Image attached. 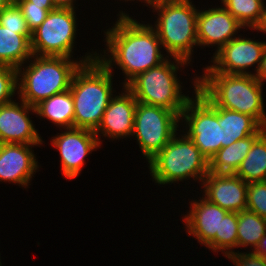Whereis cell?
<instances>
[{
	"instance_id": "1",
	"label": "cell",
	"mask_w": 266,
	"mask_h": 266,
	"mask_svg": "<svg viewBox=\"0 0 266 266\" xmlns=\"http://www.w3.org/2000/svg\"><path fill=\"white\" fill-rule=\"evenodd\" d=\"M114 26L106 32L111 59L98 55L97 58L107 68H112V61H115L127 75L124 87L137 75L166 60L159 50L161 42L153 26L140 24L123 12Z\"/></svg>"
},
{
	"instance_id": "2",
	"label": "cell",
	"mask_w": 266,
	"mask_h": 266,
	"mask_svg": "<svg viewBox=\"0 0 266 266\" xmlns=\"http://www.w3.org/2000/svg\"><path fill=\"white\" fill-rule=\"evenodd\" d=\"M197 79V90L214 106L247 114L266 128L262 84L254 74L205 72Z\"/></svg>"
},
{
	"instance_id": "3",
	"label": "cell",
	"mask_w": 266,
	"mask_h": 266,
	"mask_svg": "<svg viewBox=\"0 0 266 266\" xmlns=\"http://www.w3.org/2000/svg\"><path fill=\"white\" fill-rule=\"evenodd\" d=\"M111 68L98 58L81 64L75 71L70 92L74 104V128L95 131L112 96Z\"/></svg>"
},
{
	"instance_id": "4",
	"label": "cell",
	"mask_w": 266,
	"mask_h": 266,
	"mask_svg": "<svg viewBox=\"0 0 266 266\" xmlns=\"http://www.w3.org/2000/svg\"><path fill=\"white\" fill-rule=\"evenodd\" d=\"M89 55L80 62H72L69 57L38 56L27 69L23 70L19 91L21 100L35 107L47 98L70 89L75 71L81 64L95 60Z\"/></svg>"
},
{
	"instance_id": "5",
	"label": "cell",
	"mask_w": 266,
	"mask_h": 266,
	"mask_svg": "<svg viewBox=\"0 0 266 266\" xmlns=\"http://www.w3.org/2000/svg\"><path fill=\"white\" fill-rule=\"evenodd\" d=\"M190 0L162 1L152 4L159 11L156 33L161 45L177 64H187L197 42V15Z\"/></svg>"
},
{
	"instance_id": "6",
	"label": "cell",
	"mask_w": 266,
	"mask_h": 266,
	"mask_svg": "<svg viewBox=\"0 0 266 266\" xmlns=\"http://www.w3.org/2000/svg\"><path fill=\"white\" fill-rule=\"evenodd\" d=\"M175 136L149 161L152 177L163 185L189 177L202 181L209 173L208 159L186 134Z\"/></svg>"
},
{
	"instance_id": "7",
	"label": "cell",
	"mask_w": 266,
	"mask_h": 266,
	"mask_svg": "<svg viewBox=\"0 0 266 266\" xmlns=\"http://www.w3.org/2000/svg\"><path fill=\"white\" fill-rule=\"evenodd\" d=\"M179 67L167 59L132 79L125 87L137 102L160 106L175 112L179 117L190 99L182 95L175 71Z\"/></svg>"
},
{
	"instance_id": "8",
	"label": "cell",
	"mask_w": 266,
	"mask_h": 266,
	"mask_svg": "<svg viewBox=\"0 0 266 266\" xmlns=\"http://www.w3.org/2000/svg\"><path fill=\"white\" fill-rule=\"evenodd\" d=\"M194 83L196 100H188L180 118H184L189 125L186 135L210 161L221 148H224V129L219 125V107L214 106L197 90V79Z\"/></svg>"
},
{
	"instance_id": "9",
	"label": "cell",
	"mask_w": 266,
	"mask_h": 266,
	"mask_svg": "<svg viewBox=\"0 0 266 266\" xmlns=\"http://www.w3.org/2000/svg\"><path fill=\"white\" fill-rule=\"evenodd\" d=\"M180 117L173 111L137 102L133 133L148 162L156 156L176 134Z\"/></svg>"
},
{
	"instance_id": "10",
	"label": "cell",
	"mask_w": 266,
	"mask_h": 266,
	"mask_svg": "<svg viewBox=\"0 0 266 266\" xmlns=\"http://www.w3.org/2000/svg\"><path fill=\"white\" fill-rule=\"evenodd\" d=\"M74 15V9L68 8L49 11L42 24L32 32V54L70 58L76 35Z\"/></svg>"
},
{
	"instance_id": "11",
	"label": "cell",
	"mask_w": 266,
	"mask_h": 266,
	"mask_svg": "<svg viewBox=\"0 0 266 266\" xmlns=\"http://www.w3.org/2000/svg\"><path fill=\"white\" fill-rule=\"evenodd\" d=\"M265 48V42L235 37L217 50L213 59L215 65L208 66L206 72L244 75L249 74L245 69L258 62L257 73Z\"/></svg>"
},
{
	"instance_id": "12",
	"label": "cell",
	"mask_w": 266,
	"mask_h": 266,
	"mask_svg": "<svg viewBox=\"0 0 266 266\" xmlns=\"http://www.w3.org/2000/svg\"><path fill=\"white\" fill-rule=\"evenodd\" d=\"M52 139L61 155L63 175L73 179L78 176L87 154L99 147L100 142L94 131L85 128H69Z\"/></svg>"
},
{
	"instance_id": "13",
	"label": "cell",
	"mask_w": 266,
	"mask_h": 266,
	"mask_svg": "<svg viewBox=\"0 0 266 266\" xmlns=\"http://www.w3.org/2000/svg\"><path fill=\"white\" fill-rule=\"evenodd\" d=\"M205 197L229 212H241L247 208L248 183L236 174L209 172L203 179Z\"/></svg>"
},
{
	"instance_id": "14",
	"label": "cell",
	"mask_w": 266,
	"mask_h": 266,
	"mask_svg": "<svg viewBox=\"0 0 266 266\" xmlns=\"http://www.w3.org/2000/svg\"><path fill=\"white\" fill-rule=\"evenodd\" d=\"M21 106L14 101L0 106V144H42L32 121L27 116L28 111L35 107L22 100Z\"/></svg>"
},
{
	"instance_id": "15",
	"label": "cell",
	"mask_w": 266,
	"mask_h": 266,
	"mask_svg": "<svg viewBox=\"0 0 266 266\" xmlns=\"http://www.w3.org/2000/svg\"><path fill=\"white\" fill-rule=\"evenodd\" d=\"M243 26L225 7L212 8L197 15L198 45H218V50L233 40L235 32Z\"/></svg>"
},
{
	"instance_id": "16",
	"label": "cell",
	"mask_w": 266,
	"mask_h": 266,
	"mask_svg": "<svg viewBox=\"0 0 266 266\" xmlns=\"http://www.w3.org/2000/svg\"><path fill=\"white\" fill-rule=\"evenodd\" d=\"M37 144H0V181H9L27 186L38 168L30 146Z\"/></svg>"
},
{
	"instance_id": "17",
	"label": "cell",
	"mask_w": 266,
	"mask_h": 266,
	"mask_svg": "<svg viewBox=\"0 0 266 266\" xmlns=\"http://www.w3.org/2000/svg\"><path fill=\"white\" fill-rule=\"evenodd\" d=\"M125 90V94L111 98L100 125L94 131L96 135L101 131L103 135L116 139L127 135L133 136L137 100L126 87Z\"/></svg>"
},
{
	"instance_id": "18",
	"label": "cell",
	"mask_w": 266,
	"mask_h": 266,
	"mask_svg": "<svg viewBox=\"0 0 266 266\" xmlns=\"http://www.w3.org/2000/svg\"><path fill=\"white\" fill-rule=\"evenodd\" d=\"M191 211L184 218L189 235L196 236L201 244L206 246L215 238L221 236L222 219L229 212L217 204L204 198L200 202L191 203Z\"/></svg>"
},
{
	"instance_id": "19",
	"label": "cell",
	"mask_w": 266,
	"mask_h": 266,
	"mask_svg": "<svg viewBox=\"0 0 266 266\" xmlns=\"http://www.w3.org/2000/svg\"><path fill=\"white\" fill-rule=\"evenodd\" d=\"M32 35L18 34V30L7 29L0 25V65L16 68L18 77L24 61L34 57L31 51Z\"/></svg>"
},
{
	"instance_id": "20",
	"label": "cell",
	"mask_w": 266,
	"mask_h": 266,
	"mask_svg": "<svg viewBox=\"0 0 266 266\" xmlns=\"http://www.w3.org/2000/svg\"><path fill=\"white\" fill-rule=\"evenodd\" d=\"M266 130L261 127L254 135L240 139L221 148L209 161V172L235 174L241 162L251 149L253 142Z\"/></svg>"
},
{
	"instance_id": "21",
	"label": "cell",
	"mask_w": 266,
	"mask_h": 266,
	"mask_svg": "<svg viewBox=\"0 0 266 266\" xmlns=\"http://www.w3.org/2000/svg\"><path fill=\"white\" fill-rule=\"evenodd\" d=\"M219 125L224 129V147L254 135L262 126L251 116L219 107Z\"/></svg>"
},
{
	"instance_id": "22",
	"label": "cell",
	"mask_w": 266,
	"mask_h": 266,
	"mask_svg": "<svg viewBox=\"0 0 266 266\" xmlns=\"http://www.w3.org/2000/svg\"><path fill=\"white\" fill-rule=\"evenodd\" d=\"M35 114L69 129L74 127V104L70 90L53 95L35 106Z\"/></svg>"
},
{
	"instance_id": "23",
	"label": "cell",
	"mask_w": 266,
	"mask_h": 266,
	"mask_svg": "<svg viewBox=\"0 0 266 266\" xmlns=\"http://www.w3.org/2000/svg\"><path fill=\"white\" fill-rule=\"evenodd\" d=\"M235 174L246 183L266 181V130L253 142Z\"/></svg>"
},
{
	"instance_id": "24",
	"label": "cell",
	"mask_w": 266,
	"mask_h": 266,
	"mask_svg": "<svg viewBox=\"0 0 266 266\" xmlns=\"http://www.w3.org/2000/svg\"><path fill=\"white\" fill-rule=\"evenodd\" d=\"M266 233V219L245 209L238 212L237 247L253 245L254 249Z\"/></svg>"
},
{
	"instance_id": "25",
	"label": "cell",
	"mask_w": 266,
	"mask_h": 266,
	"mask_svg": "<svg viewBox=\"0 0 266 266\" xmlns=\"http://www.w3.org/2000/svg\"><path fill=\"white\" fill-rule=\"evenodd\" d=\"M225 9L244 27L256 28L265 11L262 0H222Z\"/></svg>"
},
{
	"instance_id": "26",
	"label": "cell",
	"mask_w": 266,
	"mask_h": 266,
	"mask_svg": "<svg viewBox=\"0 0 266 266\" xmlns=\"http://www.w3.org/2000/svg\"><path fill=\"white\" fill-rule=\"evenodd\" d=\"M237 226L238 213L228 212L222 219L221 236H215L207 247L215 252L216 250L224 251L237 247Z\"/></svg>"
},
{
	"instance_id": "27",
	"label": "cell",
	"mask_w": 266,
	"mask_h": 266,
	"mask_svg": "<svg viewBox=\"0 0 266 266\" xmlns=\"http://www.w3.org/2000/svg\"><path fill=\"white\" fill-rule=\"evenodd\" d=\"M0 25L7 29L18 30V34L32 35L27 27L22 10L15 1L0 10Z\"/></svg>"
},
{
	"instance_id": "28",
	"label": "cell",
	"mask_w": 266,
	"mask_h": 266,
	"mask_svg": "<svg viewBox=\"0 0 266 266\" xmlns=\"http://www.w3.org/2000/svg\"><path fill=\"white\" fill-rule=\"evenodd\" d=\"M246 209L266 219V181L248 183Z\"/></svg>"
},
{
	"instance_id": "29",
	"label": "cell",
	"mask_w": 266,
	"mask_h": 266,
	"mask_svg": "<svg viewBox=\"0 0 266 266\" xmlns=\"http://www.w3.org/2000/svg\"><path fill=\"white\" fill-rule=\"evenodd\" d=\"M18 71L8 65H0V106L12 102L11 98L17 89Z\"/></svg>"
},
{
	"instance_id": "30",
	"label": "cell",
	"mask_w": 266,
	"mask_h": 266,
	"mask_svg": "<svg viewBox=\"0 0 266 266\" xmlns=\"http://www.w3.org/2000/svg\"><path fill=\"white\" fill-rule=\"evenodd\" d=\"M22 10L23 16L30 32L32 33L46 19L49 11L43 6L34 5L32 2L25 0H14Z\"/></svg>"
},
{
	"instance_id": "31",
	"label": "cell",
	"mask_w": 266,
	"mask_h": 266,
	"mask_svg": "<svg viewBox=\"0 0 266 266\" xmlns=\"http://www.w3.org/2000/svg\"><path fill=\"white\" fill-rule=\"evenodd\" d=\"M225 254V256L231 259L236 266H266V259L255 252L242 254L239 252L235 253L233 251H226Z\"/></svg>"
},
{
	"instance_id": "32",
	"label": "cell",
	"mask_w": 266,
	"mask_h": 266,
	"mask_svg": "<svg viewBox=\"0 0 266 266\" xmlns=\"http://www.w3.org/2000/svg\"><path fill=\"white\" fill-rule=\"evenodd\" d=\"M256 79L262 84L263 80H266V48L261 60L260 67L255 75Z\"/></svg>"
},
{
	"instance_id": "33",
	"label": "cell",
	"mask_w": 266,
	"mask_h": 266,
	"mask_svg": "<svg viewBox=\"0 0 266 266\" xmlns=\"http://www.w3.org/2000/svg\"><path fill=\"white\" fill-rule=\"evenodd\" d=\"M256 254L266 259V233L263 238L259 241L258 245L254 249Z\"/></svg>"
},
{
	"instance_id": "34",
	"label": "cell",
	"mask_w": 266,
	"mask_h": 266,
	"mask_svg": "<svg viewBox=\"0 0 266 266\" xmlns=\"http://www.w3.org/2000/svg\"><path fill=\"white\" fill-rule=\"evenodd\" d=\"M32 2L34 5L43 6V8L48 11L54 10L56 7L54 6L53 0H25Z\"/></svg>"
},
{
	"instance_id": "35",
	"label": "cell",
	"mask_w": 266,
	"mask_h": 266,
	"mask_svg": "<svg viewBox=\"0 0 266 266\" xmlns=\"http://www.w3.org/2000/svg\"><path fill=\"white\" fill-rule=\"evenodd\" d=\"M56 8L74 9L73 0H53Z\"/></svg>"
},
{
	"instance_id": "36",
	"label": "cell",
	"mask_w": 266,
	"mask_h": 266,
	"mask_svg": "<svg viewBox=\"0 0 266 266\" xmlns=\"http://www.w3.org/2000/svg\"><path fill=\"white\" fill-rule=\"evenodd\" d=\"M255 30L266 32V8L262 15L261 21L258 24V26L255 28Z\"/></svg>"
},
{
	"instance_id": "37",
	"label": "cell",
	"mask_w": 266,
	"mask_h": 266,
	"mask_svg": "<svg viewBox=\"0 0 266 266\" xmlns=\"http://www.w3.org/2000/svg\"><path fill=\"white\" fill-rule=\"evenodd\" d=\"M14 0H0V10L6 6H9Z\"/></svg>"
},
{
	"instance_id": "38",
	"label": "cell",
	"mask_w": 266,
	"mask_h": 266,
	"mask_svg": "<svg viewBox=\"0 0 266 266\" xmlns=\"http://www.w3.org/2000/svg\"><path fill=\"white\" fill-rule=\"evenodd\" d=\"M147 2V4H154V3H157V2H162V1H179V0H145Z\"/></svg>"
}]
</instances>
